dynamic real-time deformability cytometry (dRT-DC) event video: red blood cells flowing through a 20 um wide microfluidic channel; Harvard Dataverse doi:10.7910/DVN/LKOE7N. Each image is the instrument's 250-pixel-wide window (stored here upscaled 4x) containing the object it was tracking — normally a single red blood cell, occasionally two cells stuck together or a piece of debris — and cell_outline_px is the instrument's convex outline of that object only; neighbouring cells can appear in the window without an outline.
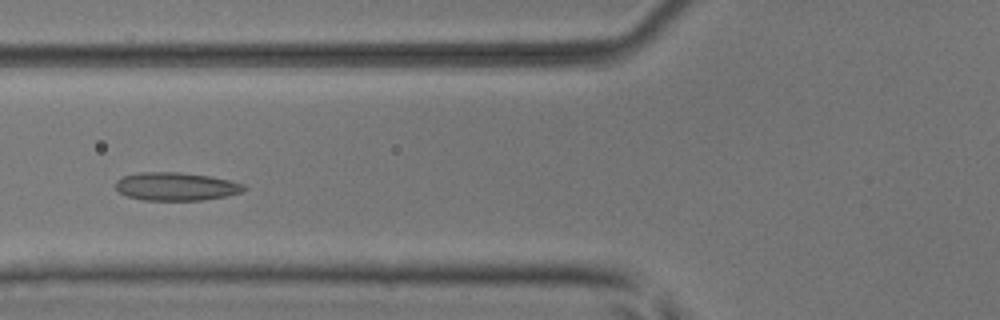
{"species": "common noctule bat (a hibernating species)", "species_latin": "Nyctalus noctula", "temperature_condition": "room temperature", "stored_images_in_passage": 19, "camera_frame_rate_fps": 3000, "um_per_image_px": 0.085, "animal": {"sex": "male", "body_mass_g": 17.9, "forearm_length_mm": 54.2}, "frame": {"image": 1, "passage_image": 12, "time_ms": 3.667, "image_size_px": [1000, 320], "cell_outline_px": [[248, 188], [240, 192], [224, 196], [200, 200], [144, 200], [128, 196], [120, 192], [116, 188], [116, 180], [120, 176], [140, 172], [180, 172], [212, 176], [244, 184]], "centroid_in_image_um": [14.94, 15.83], "position_along_channel_um": 110.9, "area_um2": 21.04}}
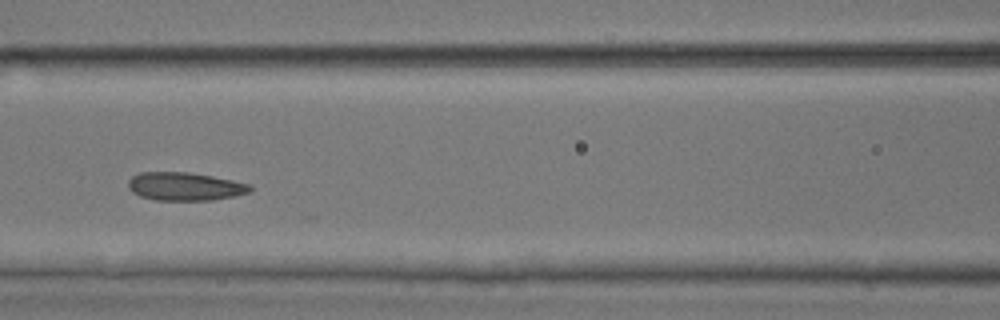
{"frame": {"image": 2, "passage_image": 15, "time_ms": 4.667, "image_size_px": [1000, 320], "cell_outline_px": [[252, 192], [236, 196], [212, 200], [156, 200], [140, 196], [132, 192], [128, 188], [128, 180], [132, 176], [140, 172], [188, 172], [212, 176], [252, 184]], "centroid_in_image_um": [15.74, 15.85], "position_along_channel_um": 150.9, "area_um2": 20.23}}
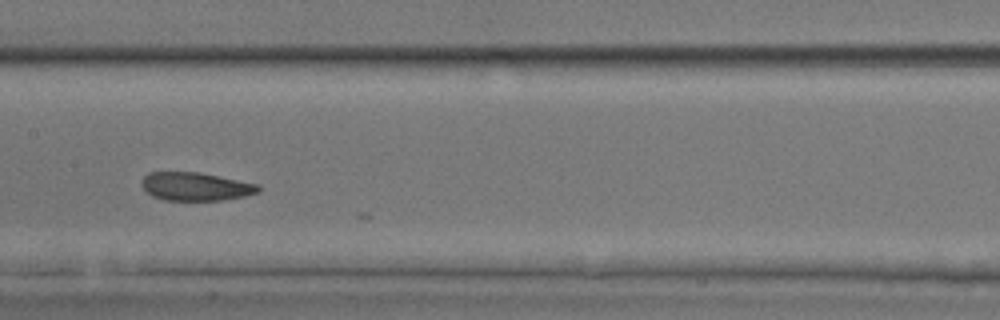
{"frame": {"image": 3, "passage_image": 18, "time_ms": 5.667, "image_size_px": [1000, 320], "cell_outline_px": [[260, 192], [244, 196], [224, 200], [164, 200], [152, 196], [140, 184], [140, 180], [148, 172], [200, 172], [260, 184]], "centroid_in_image_um": [16.64, 15.84], "position_along_channel_um": 190.8, "area_um2": 19.42}}